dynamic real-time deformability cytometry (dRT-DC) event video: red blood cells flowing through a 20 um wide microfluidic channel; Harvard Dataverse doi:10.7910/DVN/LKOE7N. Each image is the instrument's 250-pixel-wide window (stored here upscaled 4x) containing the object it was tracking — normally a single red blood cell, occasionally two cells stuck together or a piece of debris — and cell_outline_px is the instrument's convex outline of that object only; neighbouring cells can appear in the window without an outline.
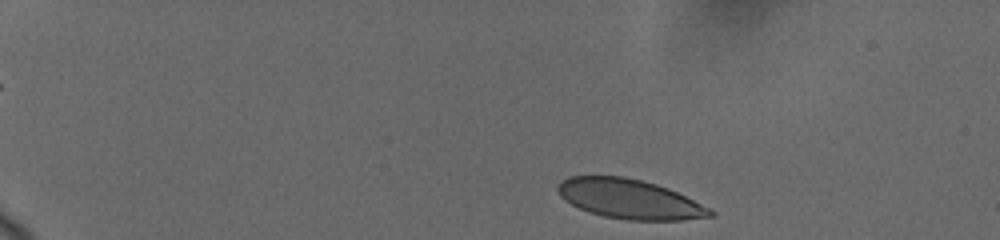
{"species": "human", "species_latin": "Homo sapiens", "temperature_condition": "cold", "stored_images_in_passage": 13, "camera_frame_rate_fps": 3000, "um_per_image_px": 0.085, "donor": {"sex": "female"}, "frame": {"image": 1, "passage_image": 1, "time_ms": 0.0, "image_size_px": [1000, 240], "cell_outline_px": [[716, 216], [684, 220], [628, 220], [604, 216], [588, 212], [564, 200], [560, 196], [556, 188], [556, 184], [560, 180], [568, 176], [624, 176], [656, 184], [668, 188], [716, 212]], "centroid_in_image_um": [53.47, 16.91], "position_along_channel_um": 31.5, "area_um2": 35.08}}
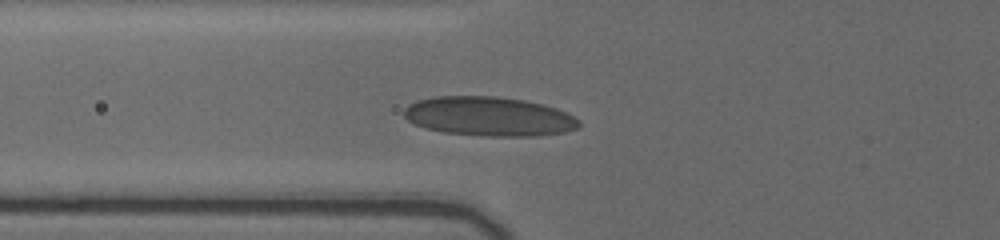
{"frame": {"image": 2, "passage_image": 10, "time_ms": 4.333, "image_size_px": [1000, 240], "cell_outline_px": [[580, 128], [564, 132], [536, 136], [480, 136], [444, 132], [424, 128], [408, 120], [404, 116], [404, 108], [408, 104], [416, 100], [436, 96], [496, 96], [524, 100], [556, 108], [580, 120]], "centroid_in_image_um": [41.54, 9.9], "position_along_channel_um": 84.3, "area_um2": 40.17}}
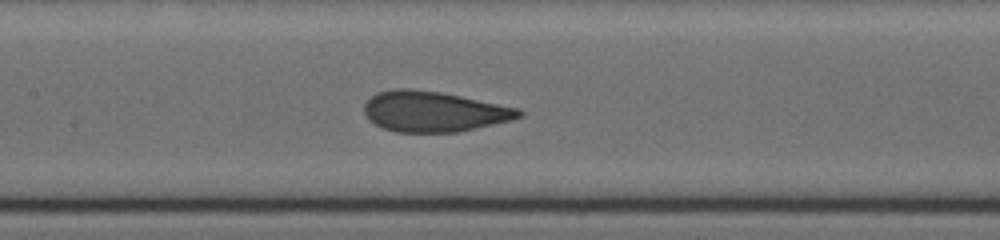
{"frame": {"image": 3, "passage_image": 13, "time_ms": 6.667, "image_size_px": [1000, 240], "cell_outline_px": [[524, 112], [520, 116], [512, 120], [460, 132], [396, 132], [384, 128], [368, 120], [364, 112], [364, 104], [376, 92], [392, 88], [408, 88], [440, 92], [520, 108]], "centroid_in_image_um": [36.86, 9.48], "position_along_channel_um": 170.5, "area_um2": 36.59}}